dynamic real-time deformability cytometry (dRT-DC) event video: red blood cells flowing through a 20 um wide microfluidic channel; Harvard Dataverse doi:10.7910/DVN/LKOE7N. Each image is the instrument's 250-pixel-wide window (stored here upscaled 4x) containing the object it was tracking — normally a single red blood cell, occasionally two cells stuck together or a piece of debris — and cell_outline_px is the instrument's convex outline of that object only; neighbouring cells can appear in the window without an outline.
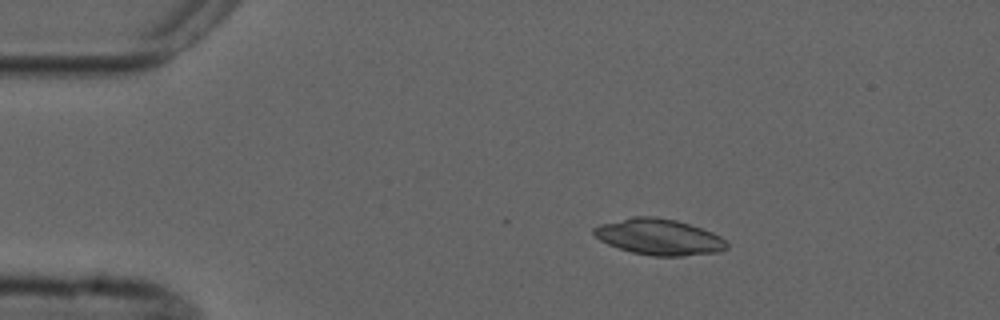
{"species": "common noctule bat (a hibernating species)", "species_latin": "Nyctalus noctula", "temperature_condition": "cold", "stored_images_in_passage": 4, "camera_frame_rate_fps": 3000, "um_per_image_px": 0.085, "animal": {"sex": "male", "forearm_length_mm": 52.5}, "frame": {"image": 1, "passage_image": 2, "time_ms": 1.333, "image_size_px": [1000, 320], "cell_outline_px": [[728, 248], [720, 252], [684, 256], [652, 256], [632, 252], [608, 244], [600, 240], [592, 232], [592, 228], [600, 224], [632, 216], [656, 216], [676, 220], [712, 232], [720, 236], [728, 244]], "centroid_in_image_um": [56.01, 20.14], "position_along_channel_um": 29.0, "area_um2": 27.98}}